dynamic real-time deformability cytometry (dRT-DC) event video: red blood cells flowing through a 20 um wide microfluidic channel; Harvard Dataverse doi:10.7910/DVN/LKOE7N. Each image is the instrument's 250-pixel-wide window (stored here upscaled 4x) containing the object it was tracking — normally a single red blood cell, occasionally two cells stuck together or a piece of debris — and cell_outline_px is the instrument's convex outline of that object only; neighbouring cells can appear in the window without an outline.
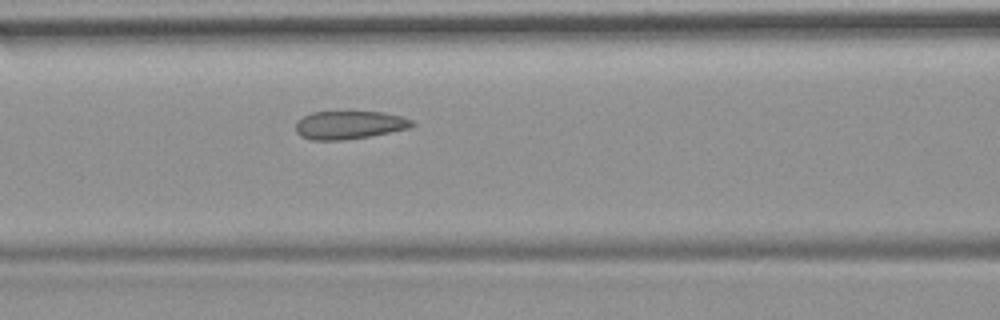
{"species": "common noctule bat (a hibernating species)", "species_latin": "Nyctalus noctula", "temperature_condition": "room temperature", "stored_images_in_passage": 6, "camera_frame_rate_fps": 3000, "um_per_image_px": 0.085, "animal": {"sex": "female", "body_mass_g": 19.9}, "frame": {"image": 1, "passage_image": 6, "time_ms": 6.667, "image_size_px": [1000, 320], "cell_outline_px": [[416, 124], [412, 128], [368, 136], [344, 140], [312, 140], [300, 136], [296, 132], [296, 120], [312, 112], [384, 112], [400, 116], [412, 120]], "centroid_in_image_um": [29.69, 10.62], "position_along_channel_um": 136.9, "area_um2": 19.13}}